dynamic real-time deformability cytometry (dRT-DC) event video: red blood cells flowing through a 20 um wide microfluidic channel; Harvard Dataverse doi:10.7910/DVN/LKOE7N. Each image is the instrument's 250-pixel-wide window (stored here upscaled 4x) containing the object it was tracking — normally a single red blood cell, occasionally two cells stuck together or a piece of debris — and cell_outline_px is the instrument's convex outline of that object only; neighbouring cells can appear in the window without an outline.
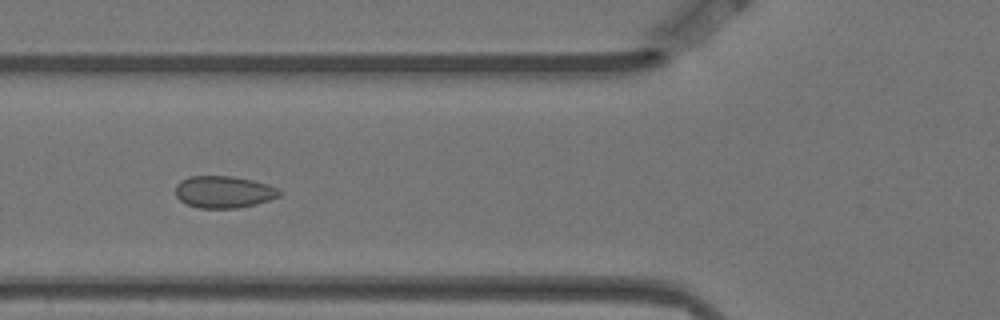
{"species": "Egyptian fruit bat (a non-hibernating species)", "species_latin": "Rousettus aegyptiacus", "temperature_condition": "warm", "stored_images_in_passage": 6, "camera_frame_rate_fps": 3000, "um_per_image_px": 0.085, "animal": {"sex": "female"}, "frame": {"image": 1, "passage_image": 5, "time_ms": 1.333, "image_size_px": [1000, 320], "cell_outline_px": [[280, 196], [256, 204], [236, 208], [200, 208], [188, 204], [180, 200], [176, 196], [176, 184], [180, 180], [188, 176], [232, 176], [252, 180], [268, 184], [276, 188], [280, 192]], "centroid_in_image_um": [18.99, 16.3], "position_along_channel_um": 106.8, "area_um2": 19.31}}
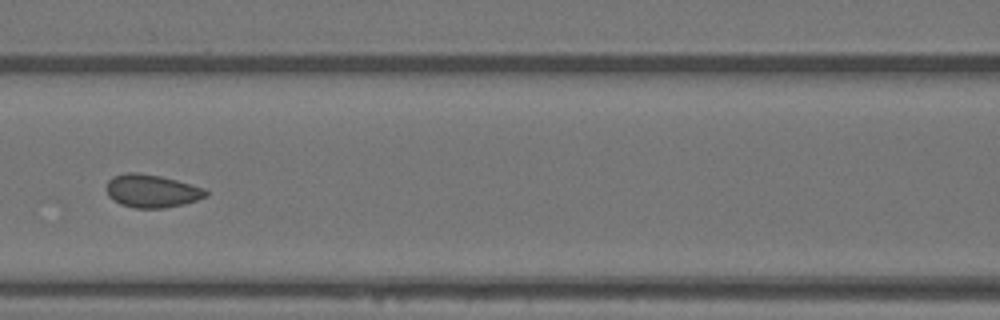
{"frame": {"image": 2, "passage_image": 6, "time_ms": 1.667, "image_size_px": [1000, 320], "cell_outline_px": [[208, 196], [184, 204], [164, 208], [132, 208], [120, 204], [112, 200], [108, 196], [108, 180], [112, 176], [124, 172], [136, 172], [160, 176], [176, 180], [204, 188], [208, 192]], "centroid_in_image_um": [12.89, 16.24], "position_along_channel_um": 153.7, "area_um2": 19.19}}